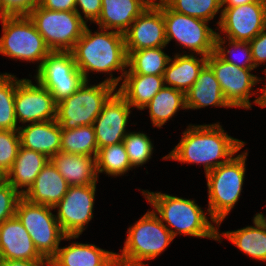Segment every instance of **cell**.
<instances>
[{
    "mask_svg": "<svg viewBox=\"0 0 266 266\" xmlns=\"http://www.w3.org/2000/svg\"><path fill=\"white\" fill-rule=\"evenodd\" d=\"M244 145L245 142L224 132L219 123L190 125L177 146L162 159L177 160L181 163H203L207 174L228 162ZM220 158L224 160H219Z\"/></svg>",
    "mask_w": 266,
    "mask_h": 266,
    "instance_id": "obj_1",
    "label": "cell"
},
{
    "mask_svg": "<svg viewBox=\"0 0 266 266\" xmlns=\"http://www.w3.org/2000/svg\"><path fill=\"white\" fill-rule=\"evenodd\" d=\"M101 32H91L86 25L82 36L71 50L77 68L81 71L84 79L88 80V71L110 73L104 81L117 88L118 83L125 75L128 55L123 33L115 30L100 28ZM108 31V32H107ZM122 75L114 77L112 71H120Z\"/></svg>",
    "mask_w": 266,
    "mask_h": 266,
    "instance_id": "obj_2",
    "label": "cell"
},
{
    "mask_svg": "<svg viewBox=\"0 0 266 266\" xmlns=\"http://www.w3.org/2000/svg\"><path fill=\"white\" fill-rule=\"evenodd\" d=\"M148 202L157 211L162 222L175 238L178 233L200 238L221 240L218 229L208 221L204 211L195 200L183 199L160 192L142 191ZM174 228L175 230H172Z\"/></svg>",
    "mask_w": 266,
    "mask_h": 266,
    "instance_id": "obj_3",
    "label": "cell"
},
{
    "mask_svg": "<svg viewBox=\"0 0 266 266\" xmlns=\"http://www.w3.org/2000/svg\"><path fill=\"white\" fill-rule=\"evenodd\" d=\"M127 233L122 254H116L117 266H145L142 261L156 258L174 239L156 211L146 212Z\"/></svg>",
    "mask_w": 266,
    "mask_h": 266,
    "instance_id": "obj_4",
    "label": "cell"
},
{
    "mask_svg": "<svg viewBox=\"0 0 266 266\" xmlns=\"http://www.w3.org/2000/svg\"><path fill=\"white\" fill-rule=\"evenodd\" d=\"M247 155L248 153L244 152L232 157L206 174L209 198L207 214L217 226L222 223L240 197Z\"/></svg>",
    "mask_w": 266,
    "mask_h": 266,
    "instance_id": "obj_5",
    "label": "cell"
},
{
    "mask_svg": "<svg viewBox=\"0 0 266 266\" xmlns=\"http://www.w3.org/2000/svg\"><path fill=\"white\" fill-rule=\"evenodd\" d=\"M115 89V86L105 81L89 86L85 80L76 92L57 103L56 121L60 128L74 129L93 125Z\"/></svg>",
    "mask_w": 266,
    "mask_h": 266,
    "instance_id": "obj_6",
    "label": "cell"
},
{
    "mask_svg": "<svg viewBox=\"0 0 266 266\" xmlns=\"http://www.w3.org/2000/svg\"><path fill=\"white\" fill-rule=\"evenodd\" d=\"M51 206L35 204L21 197L15 215L28 231L35 248L45 260H51L57 253L61 240L79 236H66L51 210Z\"/></svg>",
    "mask_w": 266,
    "mask_h": 266,
    "instance_id": "obj_7",
    "label": "cell"
},
{
    "mask_svg": "<svg viewBox=\"0 0 266 266\" xmlns=\"http://www.w3.org/2000/svg\"><path fill=\"white\" fill-rule=\"evenodd\" d=\"M0 54L12 59L40 61L51 52L29 16H3Z\"/></svg>",
    "mask_w": 266,
    "mask_h": 266,
    "instance_id": "obj_8",
    "label": "cell"
},
{
    "mask_svg": "<svg viewBox=\"0 0 266 266\" xmlns=\"http://www.w3.org/2000/svg\"><path fill=\"white\" fill-rule=\"evenodd\" d=\"M51 51H71L86 23L76 11H55L39 4L28 14Z\"/></svg>",
    "mask_w": 266,
    "mask_h": 266,
    "instance_id": "obj_9",
    "label": "cell"
},
{
    "mask_svg": "<svg viewBox=\"0 0 266 266\" xmlns=\"http://www.w3.org/2000/svg\"><path fill=\"white\" fill-rule=\"evenodd\" d=\"M36 80L56 103L69 97L84 83L71 51H51L37 68Z\"/></svg>",
    "mask_w": 266,
    "mask_h": 266,
    "instance_id": "obj_10",
    "label": "cell"
},
{
    "mask_svg": "<svg viewBox=\"0 0 266 266\" xmlns=\"http://www.w3.org/2000/svg\"><path fill=\"white\" fill-rule=\"evenodd\" d=\"M163 17L167 44L175 39L179 45L182 44L200 56L208 57L215 52L217 32L207 26L208 21L177 13L164 2Z\"/></svg>",
    "mask_w": 266,
    "mask_h": 266,
    "instance_id": "obj_11",
    "label": "cell"
},
{
    "mask_svg": "<svg viewBox=\"0 0 266 266\" xmlns=\"http://www.w3.org/2000/svg\"><path fill=\"white\" fill-rule=\"evenodd\" d=\"M207 65L213 70L228 104L231 107L250 109V90L261 80L250 73L255 68H239L226 62L215 52L207 57Z\"/></svg>",
    "mask_w": 266,
    "mask_h": 266,
    "instance_id": "obj_12",
    "label": "cell"
},
{
    "mask_svg": "<svg viewBox=\"0 0 266 266\" xmlns=\"http://www.w3.org/2000/svg\"><path fill=\"white\" fill-rule=\"evenodd\" d=\"M96 183L85 186H69L64 197L53 207L66 236H80L85 225L93 218Z\"/></svg>",
    "mask_w": 266,
    "mask_h": 266,
    "instance_id": "obj_13",
    "label": "cell"
},
{
    "mask_svg": "<svg viewBox=\"0 0 266 266\" xmlns=\"http://www.w3.org/2000/svg\"><path fill=\"white\" fill-rule=\"evenodd\" d=\"M220 12L217 24L228 39L250 42L266 28V0L224 8Z\"/></svg>",
    "mask_w": 266,
    "mask_h": 266,
    "instance_id": "obj_14",
    "label": "cell"
},
{
    "mask_svg": "<svg viewBox=\"0 0 266 266\" xmlns=\"http://www.w3.org/2000/svg\"><path fill=\"white\" fill-rule=\"evenodd\" d=\"M57 103L49 90L37 82L21 79L14 96L15 117L22 123H38L56 119Z\"/></svg>",
    "mask_w": 266,
    "mask_h": 266,
    "instance_id": "obj_15",
    "label": "cell"
},
{
    "mask_svg": "<svg viewBox=\"0 0 266 266\" xmlns=\"http://www.w3.org/2000/svg\"><path fill=\"white\" fill-rule=\"evenodd\" d=\"M153 0L124 33L126 51L165 47L163 1Z\"/></svg>",
    "mask_w": 266,
    "mask_h": 266,
    "instance_id": "obj_16",
    "label": "cell"
},
{
    "mask_svg": "<svg viewBox=\"0 0 266 266\" xmlns=\"http://www.w3.org/2000/svg\"><path fill=\"white\" fill-rule=\"evenodd\" d=\"M131 106L117 92L104 104L101 113L95 119V130L98 150L105 146L123 142Z\"/></svg>",
    "mask_w": 266,
    "mask_h": 266,
    "instance_id": "obj_17",
    "label": "cell"
},
{
    "mask_svg": "<svg viewBox=\"0 0 266 266\" xmlns=\"http://www.w3.org/2000/svg\"><path fill=\"white\" fill-rule=\"evenodd\" d=\"M0 259L46 261L16 215L0 224Z\"/></svg>",
    "mask_w": 266,
    "mask_h": 266,
    "instance_id": "obj_18",
    "label": "cell"
},
{
    "mask_svg": "<svg viewBox=\"0 0 266 266\" xmlns=\"http://www.w3.org/2000/svg\"><path fill=\"white\" fill-rule=\"evenodd\" d=\"M20 146L46 155L49 159L60 152L61 128L55 120L31 123L18 129Z\"/></svg>",
    "mask_w": 266,
    "mask_h": 266,
    "instance_id": "obj_19",
    "label": "cell"
},
{
    "mask_svg": "<svg viewBox=\"0 0 266 266\" xmlns=\"http://www.w3.org/2000/svg\"><path fill=\"white\" fill-rule=\"evenodd\" d=\"M153 0H101L99 28L125 33Z\"/></svg>",
    "mask_w": 266,
    "mask_h": 266,
    "instance_id": "obj_20",
    "label": "cell"
},
{
    "mask_svg": "<svg viewBox=\"0 0 266 266\" xmlns=\"http://www.w3.org/2000/svg\"><path fill=\"white\" fill-rule=\"evenodd\" d=\"M116 254L94 244L72 243L58 248L50 266H117Z\"/></svg>",
    "mask_w": 266,
    "mask_h": 266,
    "instance_id": "obj_21",
    "label": "cell"
},
{
    "mask_svg": "<svg viewBox=\"0 0 266 266\" xmlns=\"http://www.w3.org/2000/svg\"><path fill=\"white\" fill-rule=\"evenodd\" d=\"M69 184L49 160L22 197L35 204L54 207L67 193Z\"/></svg>",
    "mask_w": 266,
    "mask_h": 266,
    "instance_id": "obj_22",
    "label": "cell"
},
{
    "mask_svg": "<svg viewBox=\"0 0 266 266\" xmlns=\"http://www.w3.org/2000/svg\"><path fill=\"white\" fill-rule=\"evenodd\" d=\"M50 161L69 186H85L97 183L98 173L95 157L60 151L53 155Z\"/></svg>",
    "mask_w": 266,
    "mask_h": 266,
    "instance_id": "obj_23",
    "label": "cell"
},
{
    "mask_svg": "<svg viewBox=\"0 0 266 266\" xmlns=\"http://www.w3.org/2000/svg\"><path fill=\"white\" fill-rule=\"evenodd\" d=\"M209 105L231 107L225 100L213 70L206 64L195 83L185 93V106L186 109H200Z\"/></svg>",
    "mask_w": 266,
    "mask_h": 266,
    "instance_id": "obj_24",
    "label": "cell"
},
{
    "mask_svg": "<svg viewBox=\"0 0 266 266\" xmlns=\"http://www.w3.org/2000/svg\"><path fill=\"white\" fill-rule=\"evenodd\" d=\"M49 160L46 155L20 146L14 164L6 174V181L23 195ZM19 187L27 188L18 190Z\"/></svg>",
    "mask_w": 266,
    "mask_h": 266,
    "instance_id": "obj_25",
    "label": "cell"
},
{
    "mask_svg": "<svg viewBox=\"0 0 266 266\" xmlns=\"http://www.w3.org/2000/svg\"><path fill=\"white\" fill-rule=\"evenodd\" d=\"M206 64V56H201L198 59L193 54H176L174 59L170 58L164 71V85L185 94L195 83L200 71Z\"/></svg>",
    "mask_w": 266,
    "mask_h": 266,
    "instance_id": "obj_26",
    "label": "cell"
},
{
    "mask_svg": "<svg viewBox=\"0 0 266 266\" xmlns=\"http://www.w3.org/2000/svg\"><path fill=\"white\" fill-rule=\"evenodd\" d=\"M117 92L132 107H143L164 87L163 75L125 74Z\"/></svg>",
    "mask_w": 266,
    "mask_h": 266,
    "instance_id": "obj_27",
    "label": "cell"
},
{
    "mask_svg": "<svg viewBox=\"0 0 266 266\" xmlns=\"http://www.w3.org/2000/svg\"><path fill=\"white\" fill-rule=\"evenodd\" d=\"M180 107L186 109L185 94L164 85L142 110L148 108L153 125L160 128L176 114Z\"/></svg>",
    "mask_w": 266,
    "mask_h": 266,
    "instance_id": "obj_28",
    "label": "cell"
},
{
    "mask_svg": "<svg viewBox=\"0 0 266 266\" xmlns=\"http://www.w3.org/2000/svg\"><path fill=\"white\" fill-rule=\"evenodd\" d=\"M163 48L165 47L126 51L129 69L125 74L163 75L171 58L162 51Z\"/></svg>",
    "mask_w": 266,
    "mask_h": 266,
    "instance_id": "obj_29",
    "label": "cell"
},
{
    "mask_svg": "<svg viewBox=\"0 0 266 266\" xmlns=\"http://www.w3.org/2000/svg\"><path fill=\"white\" fill-rule=\"evenodd\" d=\"M253 223L255 226L222 232V235L248 256L260 261H266V230L254 219Z\"/></svg>",
    "mask_w": 266,
    "mask_h": 266,
    "instance_id": "obj_30",
    "label": "cell"
},
{
    "mask_svg": "<svg viewBox=\"0 0 266 266\" xmlns=\"http://www.w3.org/2000/svg\"><path fill=\"white\" fill-rule=\"evenodd\" d=\"M60 151L96 158L98 146L94 126L85 125L74 129H61Z\"/></svg>",
    "mask_w": 266,
    "mask_h": 266,
    "instance_id": "obj_31",
    "label": "cell"
},
{
    "mask_svg": "<svg viewBox=\"0 0 266 266\" xmlns=\"http://www.w3.org/2000/svg\"><path fill=\"white\" fill-rule=\"evenodd\" d=\"M96 165L97 173L105 172L111 176L122 175L133 168L123 142L100 148L96 157Z\"/></svg>",
    "mask_w": 266,
    "mask_h": 266,
    "instance_id": "obj_32",
    "label": "cell"
},
{
    "mask_svg": "<svg viewBox=\"0 0 266 266\" xmlns=\"http://www.w3.org/2000/svg\"><path fill=\"white\" fill-rule=\"evenodd\" d=\"M19 81L14 75L0 74V130L19 129L14 110V96Z\"/></svg>",
    "mask_w": 266,
    "mask_h": 266,
    "instance_id": "obj_33",
    "label": "cell"
},
{
    "mask_svg": "<svg viewBox=\"0 0 266 266\" xmlns=\"http://www.w3.org/2000/svg\"><path fill=\"white\" fill-rule=\"evenodd\" d=\"M171 10L177 13L200 18L206 21L213 19L221 10L222 0H162Z\"/></svg>",
    "mask_w": 266,
    "mask_h": 266,
    "instance_id": "obj_34",
    "label": "cell"
},
{
    "mask_svg": "<svg viewBox=\"0 0 266 266\" xmlns=\"http://www.w3.org/2000/svg\"><path fill=\"white\" fill-rule=\"evenodd\" d=\"M123 143L132 167L142 166L151 158L153 144L146 134L127 132Z\"/></svg>",
    "mask_w": 266,
    "mask_h": 266,
    "instance_id": "obj_35",
    "label": "cell"
},
{
    "mask_svg": "<svg viewBox=\"0 0 266 266\" xmlns=\"http://www.w3.org/2000/svg\"><path fill=\"white\" fill-rule=\"evenodd\" d=\"M230 47H232L233 50H227L225 49V47L223 48L224 43L226 42V39L222 38L221 35L219 33L216 34L215 37V53L222 58L223 60H225L228 63L234 64L235 66L239 67V68H254V63L252 61V55H251V49L249 46V42L246 41H236V40H232V39H228ZM241 48V50H240ZM234 49H238L241 51V56H243L242 58L244 60H241V58L239 59V57H237L234 54V57L232 56V54L235 52ZM227 51V52H226ZM227 53L232 56V57H227ZM240 56V57H241ZM237 58L239 60H237ZM240 62V63H239Z\"/></svg>",
    "mask_w": 266,
    "mask_h": 266,
    "instance_id": "obj_36",
    "label": "cell"
},
{
    "mask_svg": "<svg viewBox=\"0 0 266 266\" xmlns=\"http://www.w3.org/2000/svg\"><path fill=\"white\" fill-rule=\"evenodd\" d=\"M20 147L18 130H0V170L7 174Z\"/></svg>",
    "mask_w": 266,
    "mask_h": 266,
    "instance_id": "obj_37",
    "label": "cell"
},
{
    "mask_svg": "<svg viewBox=\"0 0 266 266\" xmlns=\"http://www.w3.org/2000/svg\"><path fill=\"white\" fill-rule=\"evenodd\" d=\"M22 195L8 182L0 185V224L15 216L16 206Z\"/></svg>",
    "mask_w": 266,
    "mask_h": 266,
    "instance_id": "obj_38",
    "label": "cell"
},
{
    "mask_svg": "<svg viewBox=\"0 0 266 266\" xmlns=\"http://www.w3.org/2000/svg\"><path fill=\"white\" fill-rule=\"evenodd\" d=\"M39 0H0V17L28 16Z\"/></svg>",
    "mask_w": 266,
    "mask_h": 266,
    "instance_id": "obj_39",
    "label": "cell"
},
{
    "mask_svg": "<svg viewBox=\"0 0 266 266\" xmlns=\"http://www.w3.org/2000/svg\"><path fill=\"white\" fill-rule=\"evenodd\" d=\"M249 46L254 68L258 67L259 64L266 62V28L249 42ZM265 71L266 68L264 72Z\"/></svg>",
    "mask_w": 266,
    "mask_h": 266,
    "instance_id": "obj_40",
    "label": "cell"
},
{
    "mask_svg": "<svg viewBox=\"0 0 266 266\" xmlns=\"http://www.w3.org/2000/svg\"><path fill=\"white\" fill-rule=\"evenodd\" d=\"M78 7L82 10V13H84V17L87 19L86 21L77 9ZM101 9V0H76V12L85 23L88 20L96 22L101 14Z\"/></svg>",
    "mask_w": 266,
    "mask_h": 266,
    "instance_id": "obj_41",
    "label": "cell"
},
{
    "mask_svg": "<svg viewBox=\"0 0 266 266\" xmlns=\"http://www.w3.org/2000/svg\"><path fill=\"white\" fill-rule=\"evenodd\" d=\"M39 5L48 10L76 11V0H39Z\"/></svg>",
    "mask_w": 266,
    "mask_h": 266,
    "instance_id": "obj_42",
    "label": "cell"
},
{
    "mask_svg": "<svg viewBox=\"0 0 266 266\" xmlns=\"http://www.w3.org/2000/svg\"><path fill=\"white\" fill-rule=\"evenodd\" d=\"M44 261L0 259V266H39Z\"/></svg>",
    "mask_w": 266,
    "mask_h": 266,
    "instance_id": "obj_43",
    "label": "cell"
},
{
    "mask_svg": "<svg viewBox=\"0 0 266 266\" xmlns=\"http://www.w3.org/2000/svg\"><path fill=\"white\" fill-rule=\"evenodd\" d=\"M257 1L258 0H222V6L224 7V5L226 4L224 8H229V7H236V6L253 3Z\"/></svg>",
    "mask_w": 266,
    "mask_h": 266,
    "instance_id": "obj_44",
    "label": "cell"
},
{
    "mask_svg": "<svg viewBox=\"0 0 266 266\" xmlns=\"http://www.w3.org/2000/svg\"><path fill=\"white\" fill-rule=\"evenodd\" d=\"M261 91L263 92V94H261V96L255 99L254 103L260 105L261 107H266V87L262 88Z\"/></svg>",
    "mask_w": 266,
    "mask_h": 266,
    "instance_id": "obj_45",
    "label": "cell"
},
{
    "mask_svg": "<svg viewBox=\"0 0 266 266\" xmlns=\"http://www.w3.org/2000/svg\"><path fill=\"white\" fill-rule=\"evenodd\" d=\"M254 220L264 229L266 230V217L263 216L262 213H257L254 216Z\"/></svg>",
    "mask_w": 266,
    "mask_h": 266,
    "instance_id": "obj_46",
    "label": "cell"
},
{
    "mask_svg": "<svg viewBox=\"0 0 266 266\" xmlns=\"http://www.w3.org/2000/svg\"><path fill=\"white\" fill-rule=\"evenodd\" d=\"M6 181V174L0 170V185Z\"/></svg>",
    "mask_w": 266,
    "mask_h": 266,
    "instance_id": "obj_47",
    "label": "cell"
},
{
    "mask_svg": "<svg viewBox=\"0 0 266 266\" xmlns=\"http://www.w3.org/2000/svg\"><path fill=\"white\" fill-rule=\"evenodd\" d=\"M46 264L48 266H50V260H46V261L42 262L39 266H45Z\"/></svg>",
    "mask_w": 266,
    "mask_h": 266,
    "instance_id": "obj_48",
    "label": "cell"
}]
</instances>
